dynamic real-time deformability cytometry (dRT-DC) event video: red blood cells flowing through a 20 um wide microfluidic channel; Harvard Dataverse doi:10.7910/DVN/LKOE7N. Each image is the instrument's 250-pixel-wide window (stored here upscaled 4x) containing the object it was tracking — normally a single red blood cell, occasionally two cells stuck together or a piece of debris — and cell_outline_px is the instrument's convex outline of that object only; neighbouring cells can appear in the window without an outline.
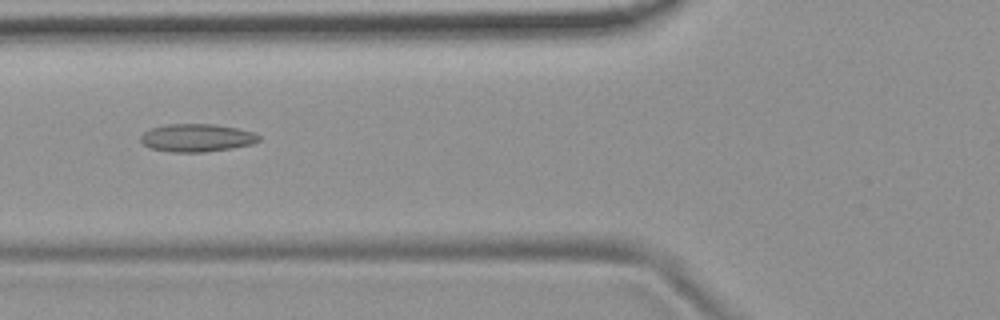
{"species": "common noctule bat (a hibernating species)", "species_latin": "Nyctalus noctula", "temperature_condition": "room temperature", "stored_images_in_passage": 54, "camera_frame_rate_fps": 3000, "um_per_image_px": 0.085, "animal": {"sex": "female", "body_mass_g": 19.9}, "frame": {"image": 1, "passage_image": 21, "time_ms": 6.667, "image_size_px": [1000, 320], "cell_outline_px": [[260, 140], [252, 144], [232, 148], [204, 152], [172, 152], [148, 148], [140, 140], [140, 136], [144, 132], [152, 128], [168, 124], [212, 124], [236, 128], [252, 132], [260, 136]], "centroid_in_image_um": [16.71, 11.72], "position_along_channel_um": 109.1, "area_um2": 19.13}}
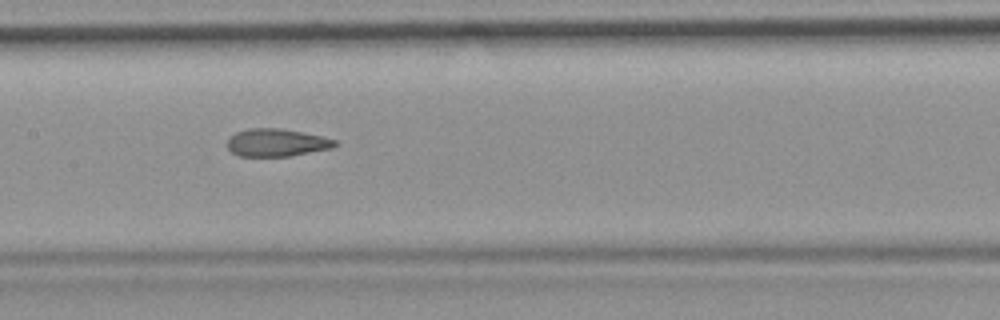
{"frame": {"image": 2, "passage_image": 27, "time_ms": 8.667, "image_size_px": [1000, 320], "cell_outline_px": [[336, 144], [332, 148], [288, 156], [240, 156], [232, 152], [228, 148], [228, 140], [236, 132], [248, 128], [280, 128], [320, 136], [336, 140]], "centroid_in_image_um": [23.49, 12.12], "position_along_channel_um": 183.9, "area_um2": 17.05}}
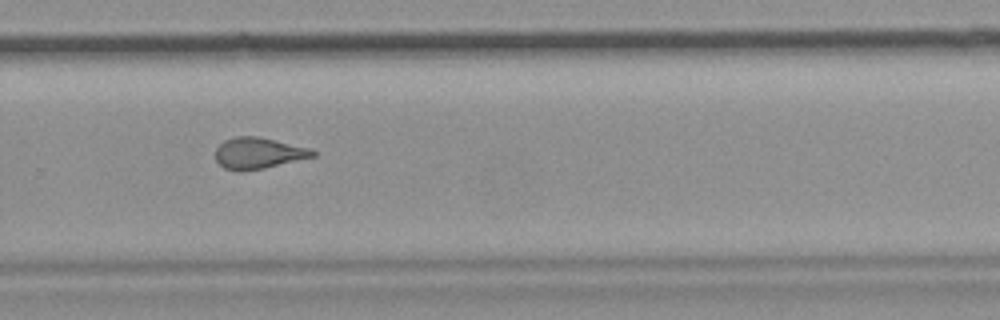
{"frame": {"image": 3, "passage_image": 37, "time_ms": 12.0, "image_size_px": [1000, 320], "cell_outline_px": [[316, 156], [264, 168], [240, 172], [224, 168], [216, 160], [216, 148], [224, 140], [236, 136], [260, 136], [308, 148], [316, 152]], "centroid_in_image_um": [21.94, 13.02], "position_along_channel_um": 307.9, "area_um2": 17.69}, "authors_computed_cell_mechanics": {"area_um2": 18.7272, "velocity_mm_per_s": 3.7413, "shape_relaxation_time_tau1_ms": 9.8558, "shape_relaxation_time_tau2_ms": 2.0093, "deformation_change_tau1": 0.2321, "deformation_change_tau2": 0.1111}}